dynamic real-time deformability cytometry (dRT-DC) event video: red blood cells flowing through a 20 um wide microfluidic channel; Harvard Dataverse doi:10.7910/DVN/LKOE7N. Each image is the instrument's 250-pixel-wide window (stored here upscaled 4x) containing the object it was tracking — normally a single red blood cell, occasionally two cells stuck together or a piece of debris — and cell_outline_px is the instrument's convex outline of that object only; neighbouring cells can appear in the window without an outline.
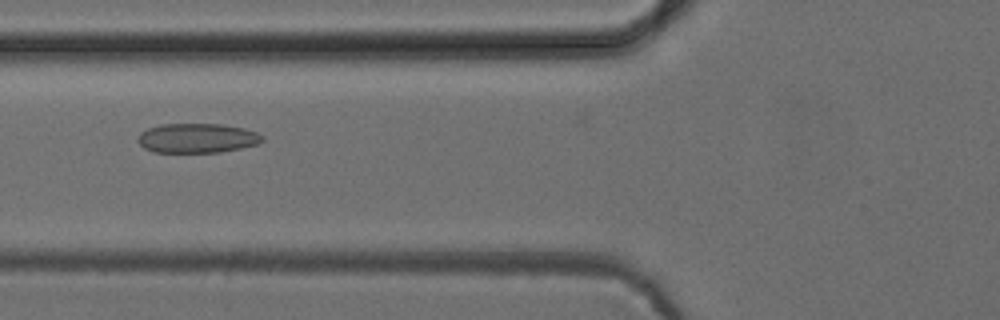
{"species": "common noctule bat (a hibernating species)", "species_latin": "Nyctalus noctula", "temperature_condition": "cold", "stored_images_in_passage": 36, "camera_frame_rate_fps": 3000, "um_per_image_px": 0.085, "animal": {"sex": "female", "body_mass_g": 24.6, "forearm_length_mm": 56.2}, "frame": {"image": 1, "passage_image": 4, "time_ms": 1.0, "image_size_px": [1000, 320], "cell_outline_px": [[264, 140], [260, 144], [220, 152], [152, 152], [144, 148], [136, 140], [140, 132], [148, 128], [160, 124], [224, 124], [244, 128], [256, 132], [264, 136]], "centroid_in_image_um": [16.76, 11.74], "position_along_channel_um": 109.0, "area_um2": 21.62}}
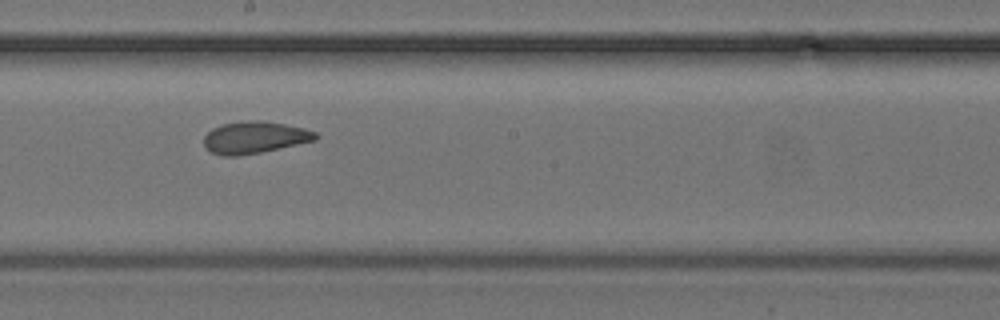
{"frame": {"image": 2, "passage_image": 13, "time_ms": 4.0, "image_size_px": [1000, 320], "cell_outline_px": [[320, 136], [316, 140], [260, 152], [236, 156], [224, 156], [212, 152], [204, 148], [204, 136], [212, 128], [224, 124], [240, 120], [264, 120], [304, 128], [316, 132]], "centroid_in_image_um": [21.63, 11.67], "position_along_channel_um": 226.6, "area_um2": 20.87}}
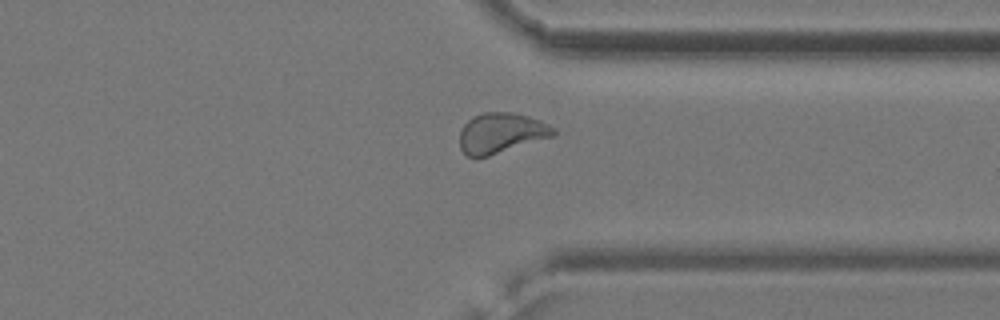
{"frame": {"image": 3, "passage_image": 24, "time_ms": 7.667, "image_size_px": [1000, 320], "cell_outline_px": [[556, 136], [488, 156], [468, 156], [460, 148], [460, 132], [464, 124], [472, 116], [484, 112], [512, 112], [528, 116], [540, 120], [556, 128]], "centroid_in_image_um": [42.63, 11.29], "position_along_channel_um": 368.8, "area_um2": 22.14}, "authors_computed_cell_mechanics": {"area_um2": 21.0103, "velocity_mm_per_s": 3.9077, "shape_relaxation_time_tau1_ms": 8.7701, "shape_relaxation_time_tau2_ms": 1.6003, "deformation_change_tau1": 0.1672, "deformation_change_tau2": 0.0667}}